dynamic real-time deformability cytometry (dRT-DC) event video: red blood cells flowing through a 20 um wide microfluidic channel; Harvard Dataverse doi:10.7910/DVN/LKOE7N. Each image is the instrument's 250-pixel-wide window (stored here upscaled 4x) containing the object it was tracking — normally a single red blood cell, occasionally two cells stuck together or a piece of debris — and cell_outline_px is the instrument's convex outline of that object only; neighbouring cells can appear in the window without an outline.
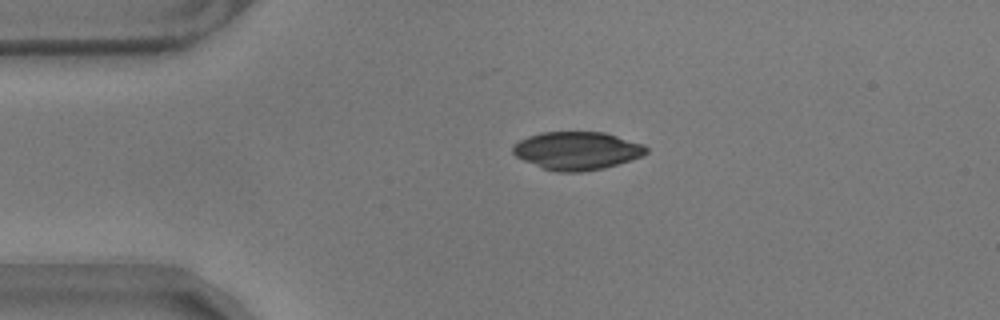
{"species": "common noctule bat (a hibernating species)", "species_latin": "Nyctalus noctula", "temperature_condition": "warm", "stored_images_in_passage": 46, "camera_frame_rate_fps": 3000, "um_per_image_px": 0.085, "animal": {"sex": "male", "body_mass_g": 17.9}, "frame": {"image": 1, "passage_image": 1, "time_ms": 0.0, "image_size_px": [1000, 320], "cell_outline_px": [[648, 152], [640, 156], [604, 168], [580, 172], [556, 172], [544, 168], [524, 160], [516, 156], [512, 152], [512, 148], [520, 140], [528, 136], [544, 132], [604, 132], [644, 144], [648, 148]], "centroid_in_image_um": [49.05, 12.8], "position_along_channel_um": 36.0, "area_um2": 29.25}}
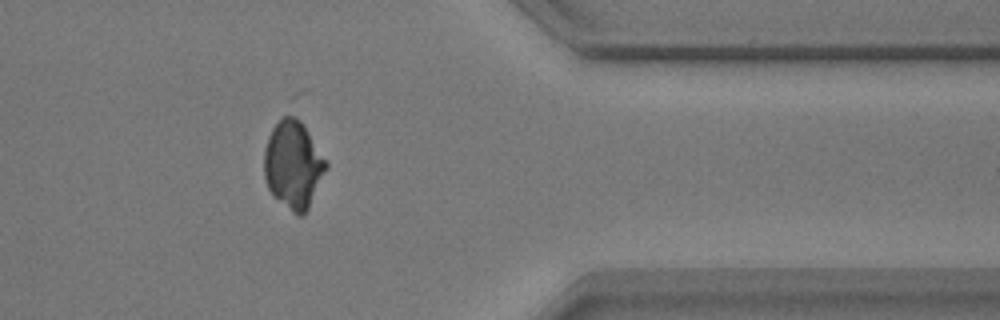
{"frame": {"image": 2, "passage_image": 35, "time_ms": 11.333, "image_size_px": [1000, 320], "cell_outline_px": [[328, 168], [304, 216], [296, 216], [272, 196], [268, 188], [264, 176], [264, 148], [268, 136], [272, 128], [284, 116], [292, 116], [300, 120], [328, 164]], "centroid_in_image_um": [24.9, 14.06], "position_along_channel_um": 386.5, "area_um2": 31.56}}
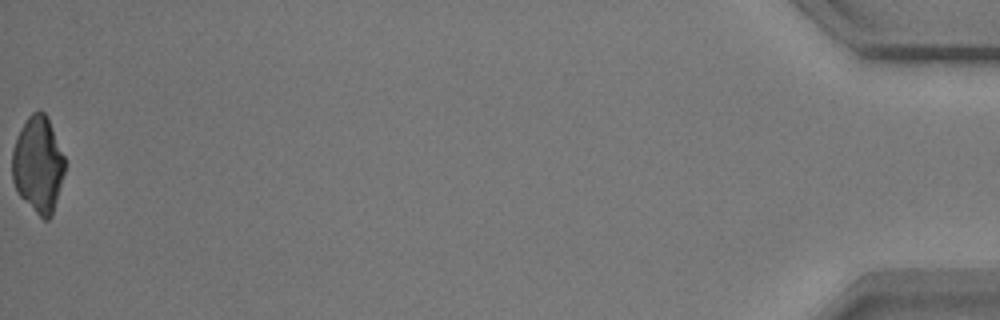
{"frame": {"image": 3, "passage_image": 46, "time_ms": 15.0, "image_size_px": [1000, 320], "cell_outline_px": [[64, 172], [52, 216], [48, 220], [44, 220], [16, 192], [12, 180], [12, 148], [20, 128], [28, 116], [32, 112], [40, 108], [48, 116], [64, 156]], "centroid_in_image_um": [3.22, 13.95], "position_along_channel_um": 432.0, "area_um2": 29.65}}